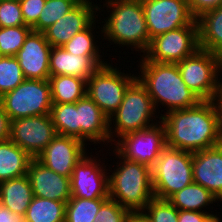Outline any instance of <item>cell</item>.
Instances as JSON below:
<instances>
[{"mask_svg": "<svg viewBox=\"0 0 222 222\" xmlns=\"http://www.w3.org/2000/svg\"><path fill=\"white\" fill-rule=\"evenodd\" d=\"M215 101H216L218 109H219V114H220V131H221V136H222V84L220 86L219 92L217 93Z\"/></svg>", "mask_w": 222, "mask_h": 222, "instance_id": "obj_42", "label": "cell"}, {"mask_svg": "<svg viewBox=\"0 0 222 222\" xmlns=\"http://www.w3.org/2000/svg\"><path fill=\"white\" fill-rule=\"evenodd\" d=\"M197 49L198 24H189L151 39L148 49L141 57L151 62L178 63Z\"/></svg>", "mask_w": 222, "mask_h": 222, "instance_id": "obj_11", "label": "cell"}, {"mask_svg": "<svg viewBox=\"0 0 222 222\" xmlns=\"http://www.w3.org/2000/svg\"><path fill=\"white\" fill-rule=\"evenodd\" d=\"M81 0H46L38 21L31 27L43 33L47 28L73 9Z\"/></svg>", "mask_w": 222, "mask_h": 222, "instance_id": "obj_30", "label": "cell"}, {"mask_svg": "<svg viewBox=\"0 0 222 222\" xmlns=\"http://www.w3.org/2000/svg\"><path fill=\"white\" fill-rule=\"evenodd\" d=\"M89 156L86 153L73 169L72 176L70 177L71 197L108 199L109 185L107 174L109 173L107 171L108 168L106 169L107 165L102 163L100 159H97L96 156Z\"/></svg>", "mask_w": 222, "mask_h": 222, "instance_id": "obj_13", "label": "cell"}, {"mask_svg": "<svg viewBox=\"0 0 222 222\" xmlns=\"http://www.w3.org/2000/svg\"><path fill=\"white\" fill-rule=\"evenodd\" d=\"M0 222H27L23 215L11 212L8 208H0Z\"/></svg>", "mask_w": 222, "mask_h": 222, "instance_id": "obj_41", "label": "cell"}, {"mask_svg": "<svg viewBox=\"0 0 222 222\" xmlns=\"http://www.w3.org/2000/svg\"><path fill=\"white\" fill-rule=\"evenodd\" d=\"M77 111L80 140L86 145L88 141L93 144L110 142L109 118L87 94L77 101Z\"/></svg>", "mask_w": 222, "mask_h": 222, "instance_id": "obj_21", "label": "cell"}, {"mask_svg": "<svg viewBox=\"0 0 222 222\" xmlns=\"http://www.w3.org/2000/svg\"><path fill=\"white\" fill-rule=\"evenodd\" d=\"M31 31L27 25L0 27V56H16Z\"/></svg>", "mask_w": 222, "mask_h": 222, "instance_id": "obj_33", "label": "cell"}, {"mask_svg": "<svg viewBox=\"0 0 222 222\" xmlns=\"http://www.w3.org/2000/svg\"><path fill=\"white\" fill-rule=\"evenodd\" d=\"M2 206L11 212L25 216L34 197L27 175L0 182Z\"/></svg>", "mask_w": 222, "mask_h": 222, "instance_id": "obj_23", "label": "cell"}, {"mask_svg": "<svg viewBox=\"0 0 222 222\" xmlns=\"http://www.w3.org/2000/svg\"><path fill=\"white\" fill-rule=\"evenodd\" d=\"M52 104L76 103L86 95L87 82L69 75L50 76Z\"/></svg>", "mask_w": 222, "mask_h": 222, "instance_id": "obj_26", "label": "cell"}, {"mask_svg": "<svg viewBox=\"0 0 222 222\" xmlns=\"http://www.w3.org/2000/svg\"><path fill=\"white\" fill-rule=\"evenodd\" d=\"M196 21L199 48L222 59V5L201 14Z\"/></svg>", "mask_w": 222, "mask_h": 222, "instance_id": "obj_22", "label": "cell"}, {"mask_svg": "<svg viewBox=\"0 0 222 222\" xmlns=\"http://www.w3.org/2000/svg\"><path fill=\"white\" fill-rule=\"evenodd\" d=\"M166 130V146L197 152L216 146L221 139L220 114L215 100L160 114Z\"/></svg>", "mask_w": 222, "mask_h": 222, "instance_id": "obj_1", "label": "cell"}, {"mask_svg": "<svg viewBox=\"0 0 222 222\" xmlns=\"http://www.w3.org/2000/svg\"><path fill=\"white\" fill-rule=\"evenodd\" d=\"M27 176L35 197L59 202L71 198L70 178L52 171L36 158L30 161Z\"/></svg>", "mask_w": 222, "mask_h": 222, "instance_id": "obj_18", "label": "cell"}, {"mask_svg": "<svg viewBox=\"0 0 222 222\" xmlns=\"http://www.w3.org/2000/svg\"><path fill=\"white\" fill-rule=\"evenodd\" d=\"M25 80L15 56H0V97L12 91Z\"/></svg>", "mask_w": 222, "mask_h": 222, "instance_id": "obj_32", "label": "cell"}, {"mask_svg": "<svg viewBox=\"0 0 222 222\" xmlns=\"http://www.w3.org/2000/svg\"><path fill=\"white\" fill-rule=\"evenodd\" d=\"M141 213L149 222H178V209L165 199L153 197Z\"/></svg>", "mask_w": 222, "mask_h": 222, "instance_id": "obj_34", "label": "cell"}, {"mask_svg": "<svg viewBox=\"0 0 222 222\" xmlns=\"http://www.w3.org/2000/svg\"><path fill=\"white\" fill-rule=\"evenodd\" d=\"M66 202L33 197L25 214L27 222H65Z\"/></svg>", "mask_w": 222, "mask_h": 222, "instance_id": "obj_27", "label": "cell"}, {"mask_svg": "<svg viewBox=\"0 0 222 222\" xmlns=\"http://www.w3.org/2000/svg\"><path fill=\"white\" fill-rule=\"evenodd\" d=\"M183 82L200 100H215L222 84V59L212 52L197 49L177 63ZM221 78V79H220Z\"/></svg>", "mask_w": 222, "mask_h": 222, "instance_id": "obj_7", "label": "cell"}, {"mask_svg": "<svg viewBox=\"0 0 222 222\" xmlns=\"http://www.w3.org/2000/svg\"><path fill=\"white\" fill-rule=\"evenodd\" d=\"M168 201L178 210L197 212H207V210H203L206 206L219 202L211 192L194 182L174 193Z\"/></svg>", "mask_w": 222, "mask_h": 222, "instance_id": "obj_25", "label": "cell"}, {"mask_svg": "<svg viewBox=\"0 0 222 222\" xmlns=\"http://www.w3.org/2000/svg\"><path fill=\"white\" fill-rule=\"evenodd\" d=\"M128 222H149L142 213H132L128 218Z\"/></svg>", "mask_w": 222, "mask_h": 222, "instance_id": "obj_43", "label": "cell"}, {"mask_svg": "<svg viewBox=\"0 0 222 222\" xmlns=\"http://www.w3.org/2000/svg\"><path fill=\"white\" fill-rule=\"evenodd\" d=\"M150 40L165 32L197 24L187 0H141Z\"/></svg>", "mask_w": 222, "mask_h": 222, "instance_id": "obj_12", "label": "cell"}, {"mask_svg": "<svg viewBox=\"0 0 222 222\" xmlns=\"http://www.w3.org/2000/svg\"><path fill=\"white\" fill-rule=\"evenodd\" d=\"M2 207V199H1V196H0V208Z\"/></svg>", "mask_w": 222, "mask_h": 222, "instance_id": "obj_46", "label": "cell"}, {"mask_svg": "<svg viewBox=\"0 0 222 222\" xmlns=\"http://www.w3.org/2000/svg\"><path fill=\"white\" fill-rule=\"evenodd\" d=\"M50 114L11 120L10 140L36 158L56 136Z\"/></svg>", "mask_w": 222, "mask_h": 222, "instance_id": "obj_14", "label": "cell"}, {"mask_svg": "<svg viewBox=\"0 0 222 222\" xmlns=\"http://www.w3.org/2000/svg\"><path fill=\"white\" fill-rule=\"evenodd\" d=\"M136 78V74H125L119 67L117 69L106 63L87 81L86 94L110 118L123 101L126 89Z\"/></svg>", "mask_w": 222, "mask_h": 222, "instance_id": "obj_9", "label": "cell"}, {"mask_svg": "<svg viewBox=\"0 0 222 222\" xmlns=\"http://www.w3.org/2000/svg\"><path fill=\"white\" fill-rule=\"evenodd\" d=\"M103 3L108 15L101 25L102 40L119 44L122 47H133L131 51L148 49L150 37L147 30L144 9L141 0H105ZM109 8V9H108ZM111 41V42H110Z\"/></svg>", "mask_w": 222, "mask_h": 222, "instance_id": "obj_3", "label": "cell"}, {"mask_svg": "<svg viewBox=\"0 0 222 222\" xmlns=\"http://www.w3.org/2000/svg\"><path fill=\"white\" fill-rule=\"evenodd\" d=\"M0 100L10 120L50 114L52 97L49 80L25 79Z\"/></svg>", "mask_w": 222, "mask_h": 222, "instance_id": "obj_8", "label": "cell"}, {"mask_svg": "<svg viewBox=\"0 0 222 222\" xmlns=\"http://www.w3.org/2000/svg\"><path fill=\"white\" fill-rule=\"evenodd\" d=\"M193 153L165 147L151 168L154 197L168 200L193 182Z\"/></svg>", "mask_w": 222, "mask_h": 222, "instance_id": "obj_6", "label": "cell"}, {"mask_svg": "<svg viewBox=\"0 0 222 222\" xmlns=\"http://www.w3.org/2000/svg\"><path fill=\"white\" fill-rule=\"evenodd\" d=\"M160 120L149 128L123 135L110 146L123 158L152 168L166 147V130Z\"/></svg>", "mask_w": 222, "mask_h": 222, "instance_id": "obj_10", "label": "cell"}, {"mask_svg": "<svg viewBox=\"0 0 222 222\" xmlns=\"http://www.w3.org/2000/svg\"><path fill=\"white\" fill-rule=\"evenodd\" d=\"M95 20L88 28L75 34L68 42H66L62 47L69 53L81 55V56H102L100 53L98 42L95 41L94 29L96 26Z\"/></svg>", "mask_w": 222, "mask_h": 222, "instance_id": "obj_31", "label": "cell"}, {"mask_svg": "<svg viewBox=\"0 0 222 222\" xmlns=\"http://www.w3.org/2000/svg\"><path fill=\"white\" fill-rule=\"evenodd\" d=\"M103 56H81L67 52L62 46L52 47L49 59L50 76L69 75L86 82L102 65L109 63Z\"/></svg>", "mask_w": 222, "mask_h": 222, "instance_id": "obj_20", "label": "cell"}, {"mask_svg": "<svg viewBox=\"0 0 222 222\" xmlns=\"http://www.w3.org/2000/svg\"><path fill=\"white\" fill-rule=\"evenodd\" d=\"M97 5L99 4H94V0L93 2L81 0L73 9L43 32L46 40L52 47L64 45L75 34L85 30L98 19L96 12H101L100 6L102 5Z\"/></svg>", "mask_w": 222, "mask_h": 222, "instance_id": "obj_15", "label": "cell"}, {"mask_svg": "<svg viewBox=\"0 0 222 222\" xmlns=\"http://www.w3.org/2000/svg\"><path fill=\"white\" fill-rule=\"evenodd\" d=\"M86 148L78 138L57 134L36 159L52 171L70 178L75 165L85 156Z\"/></svg>", "mask_w": 222, "mask_h": 222, "instance_id": "obj_16", "label": "cell"}, {"mask_svg": "<svg viewBox=\"0 0 222 222\" xmlns=\"http://www.w3.org/2000/svg\"><path fill=\"white\" fill-rule=\"evenodd\" d=\"M26 25L19 0H0V27Z\"/></svg>", "mask_w": 222, "mask_h": 222, "instance_id": "obj_36", "label": "cell"}, {"mask_svg": "<svg viewBox=\"0 0 222 222\" xmlns=\"http://www.w3.org/2000/svg\"><path fill=\"white\" fill-rule=\"evenodd\" d=\"M106 200L71 197L66 202L65 222H93Z\"/></svg>", "mask_w": 222, "mask_h": 222, "instance_id": "obj_29", "label": "cell"}, {"mask_svg": "<svg viewBox=\"0 0 222 222\" xmlns=\"http://www.w3.org/2000/svg\"><path fill=\"white\" fill-rule=\"evenodd\" d=\"M32 159L10 139L0 141V182L27 175Z\"/></svg>", "mask_w": 222, "mask_h": 222, "instance_id": "obj_24", "label": "cell"}, {"mask_svg": "<svg viewBox=\"0 0 222 222\" xmlns=\"http://www.w3.org/2000/svg\"><path fill=\"white\" fill-rule=\"evenodd\" d=\"M113 154L120 162L113 172L108 170L109 198L131 213H141L154 197L151 168L123 158L115 149Z\"/></svg>", "mask_w": 222, "mask_h": 222, "instance_id": "obj_4", "label": "cell"}, {"mask_svg": "<svg viewBox=\"0 0 222 222\" xmlns=\"http://www.w3.org/2000/svg\"><path fill=\"white\" fill-rule=\"evenodd\" d=\"M137 78L146 87L154 107L165 105L168 112L196 106L201 100L183 82L177 63L146 61L142 57Z\"/></svg>", "mask_w": 222, "mask_h": 222, "instance_id": "obj_2", "label": "cell"}, {"mask_svg": "<svg viewBox=\"0 0 222 222\" xmlns=\"http://www.w3.org/2000/svg\"><path fill=\"white\" fill-rule=\"evenodd\" d=\"M11 120L5 113L0 100V141H6L10 138Z\"/></svg>", "mask_w": 222, "mask_h": 222, "instance_id": "obj_40", "label": "cell"}, {"mask_svg": "<svg viewBox=\"0 0 222 222\" xmlns=\"http://www.w3.org/2000/svg\"><path fill=\"white\" fill-rule=\"evenodd\" d=\"M50 117L54 124L56 134L80 139L77 102L52 104Z\"/></svg>", "mask_w": 222, "mask_h": 222, "instance_id": "obj_28", "label": "cell"}, {"mask_svg": "<svg viewBox=\"0 0 222 222\" xmlns=\"http://www.w3.org/2000/svg\"><path fill=\"white\" fill-rule=\"evenodd\" d=\"M193 182L222 202V149L216 145L193 153Z\"/></svg>", "mask_w": 222, "mask_h": 222, "instance_id": "obj_19", "label": "cell"}, {"mask_svg": "<svg viewBox=\"0 0 222 222\" xmlns=\"http://www.w3.org/2000/svg\"><path fill=\"white\" fill-rule=\"evenodd\" d=\"M191 14L197 19L206 11L218 8L222 0H187Z\"/></svg>", "mask_w": 222, "mask_h": 222, "instance_id": "obj_38", "label": "cell"}, {"mask_svg": "<svg viewBox=\"0 0 222 222\" xmlns=\"http://www.w3.org/2000/svg\"><path fill=\"white\" fill-rule=\"evenodd\" d=\"M52 46L44 33L31 31L16 54L25 79L49 80V59Z\"/></svg>", "mask_w": 222, "mask_h": 222, "instance_id": "obj_17", "label": "cell"}, {"mask_svg": "<svg viewBox=\"0 0 222 222\" xmlns=\"http://www.w3.org/2000/svg\"><path fill=\"white\" fill-rule=\"evenodd\" d=\"M155 112L156 109L146 87L136 78L126 89L119 108L109 118L110 143H115L117 137L119 139L125 134L157 124L158 122H154V116L159 119L161 117L155 115L157 114Z\"/></svg>", "mask_w": 222, "mask_h": 222, "instance_id": "obj_5", "label": "cell"}, {"mask_svg": "<svg viewBox=\"0 0 222 222\" xmlns=\"http://www.w3.org/2000/svg\"><path fill=\"white\" fill-rule=\"evenodd\" d=\"M217 145L222 149V137L220 139V142Z\"/></svg>", "mask_w": 222, "mask_h": 222, "instance_id": "obj_45", "label": "cell"}, {"mask_svg": "<svg viewBox=\"0 0 222 222\" xmlns=\"http://www.w3.org/2000/svg\"><path fill=\"white\" fill-rule=\"evenodd\" d=\"M132 213L117 201L108 198L100 207L93 222H128Z\"/></svg>", "mask_w": 222, "mask_h": 222, "instance_id": "obj_35", "label": "cell"}, {"mask_svg": "<svg viewBox=\"0 0 222 222\" xmlns=\"http://www.w3.org/2000/svg\"><path fill=\"white\" fill-rule=\"evenodd\" d=\"M220 217L216 215H211L205 222H221Z\"/></svg>", "mask_w": 222, "mask_h": 222, "instance_id": "obj_44", "label": "cell"}, {"mask_svg": "<svg viewBox=\"0 0 222 222\" xmlns=\"http://www.w3.org/2000/svg\"><path fill=\"white\" fill-rule=\"evenodd\" d=\"M46 0H19L22 16L27 26L32 27L40 16Z\"/></svg>", "mask_w": 222, "mask_h": 222, "instance_id": "obj_37", "label": "cell"}, {"mask_svg": "<svg viewBox=\"0 0 222 222\" xmlns=\"http://www.w3.org/2000/svg\"><path fill=\"white\" fill-rule=\"evenodd\" d=\"M212 214L209 212H197L178 210V222H205Z\"/></svg>", "mask_w": 222, "mask_h": 222, "instance_id": "obj_39", "label": "cell"}]
</instances>
